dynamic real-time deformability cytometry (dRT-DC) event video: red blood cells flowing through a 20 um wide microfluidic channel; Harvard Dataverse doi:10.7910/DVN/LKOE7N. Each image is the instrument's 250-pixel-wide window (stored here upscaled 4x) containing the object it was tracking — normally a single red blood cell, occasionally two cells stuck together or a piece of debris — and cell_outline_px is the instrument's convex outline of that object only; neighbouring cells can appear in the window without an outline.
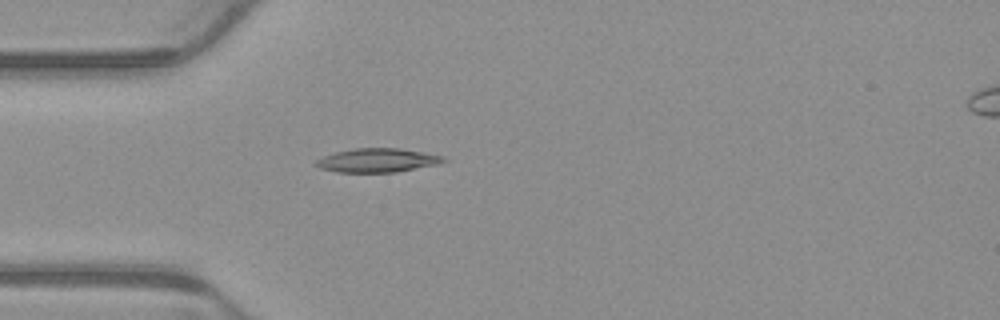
{"species": "common noctule bat (a hibernating species)", "species_latin": "Nyctalus noctula", "temperature_condition": "warm", "stored_images_in_passage": 5, "camera_frame_rate_fps": 3000, "um_per_image_px": 0.085, "animal": {"sex": "male", "body_mass_g": 23.1, "forearm_length_mm": 52.7}, "frame": {"image": 1, "passage_image": 5, "time_ms": 1.333, "image_size_px": [1000, 320], "cell_outline_px": [[448, 160], [440, 164], [396, 172], [336, 172], [320, 168], [312, 164], [316, 160], [324, 156], [336, 152], [356, 148], [400, 148], [444, 156]], "centroid_in_image_um": [32.1, 13.63], "position_along_channel_um": 52.9, "area_um2": 17.8}}